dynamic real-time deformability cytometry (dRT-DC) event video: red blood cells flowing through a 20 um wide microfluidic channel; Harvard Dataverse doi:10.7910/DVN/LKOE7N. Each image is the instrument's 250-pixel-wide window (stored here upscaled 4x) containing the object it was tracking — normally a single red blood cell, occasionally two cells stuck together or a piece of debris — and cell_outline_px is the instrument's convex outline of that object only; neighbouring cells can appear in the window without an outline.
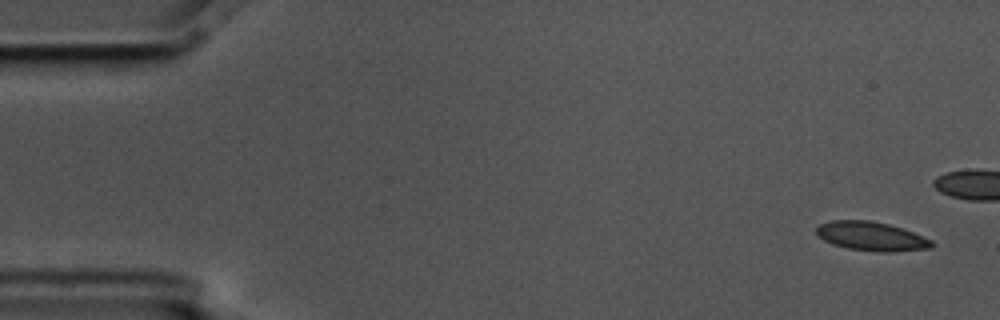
{"species": "common noctule bat (a hibernating species)", "species_latin": "Nyctalus noctula", "temperature_condition": "cold", "stored_images_in_passage": 7, "camera_frame_rate_fps": 3000, "um_per_image_px": 0.085, "animal": {"sex": "male", "body_mass_g": 17.5, "forearm_length_mm": 52.3}, "frame": {"image": 1, "passage_image": 1, "time_ms": 0.0, "image_size_px": [1000, 320], "cell_outline_px": [[936, 244], [932, 248], [892, 252], [880, 252], [848, 248], [832, 244], [824, 240], [816, 232], [816, 228], [820, 224], [832, 220], [868, 220], [888, 224], [904, 228], [932, 240]], "centroid_in_image_um": [74.11, 20.08], "position_along_channel_um": 10.9, "area_um2": 19.54}}